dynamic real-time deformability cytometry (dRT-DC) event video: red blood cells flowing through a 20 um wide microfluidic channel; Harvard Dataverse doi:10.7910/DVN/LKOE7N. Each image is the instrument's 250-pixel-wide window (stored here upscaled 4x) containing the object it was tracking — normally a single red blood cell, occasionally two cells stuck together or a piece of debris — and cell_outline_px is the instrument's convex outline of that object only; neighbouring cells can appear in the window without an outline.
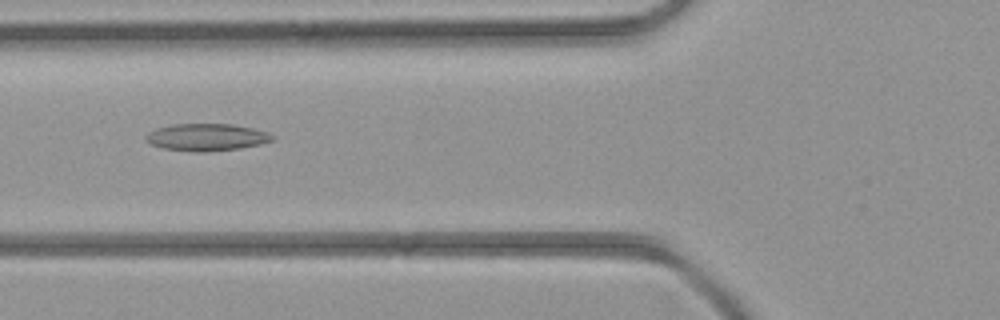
{"species": "common noctule bat (a hibernating species)", "species_latin": "Nyctalus noctula", "temperature_condition": "room temperature", "stored_images_in_passage": 4, "camera_frame_rate_fps": 3000, "um_per_image_px": 0.085, "animal": {"sex": "female", "body_mass_g": 21.9}, "frame": {"image": 1, "passage_image": 4, "time_ms": 3.333, "image_size_px": [1000, 320], "cell_outline_px": [[276, 136], [272, 140], [260, 144], [240, 148], [204, 152], [196, 152], [164, 148], [152, 144], [144, 140], [144, 136], [148, 132], [156, 128], [172, 124], [232, 124], [252, 128], [268, 132]], "centroid_in_image_um": [17.55, 11.66], "position_along_channel_um": 108.3, "area_um2": 20.06}}